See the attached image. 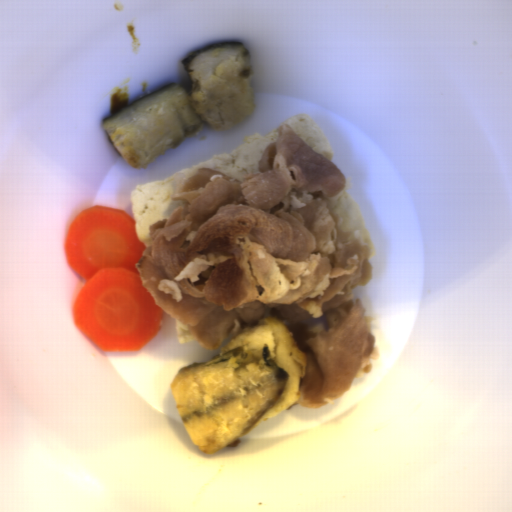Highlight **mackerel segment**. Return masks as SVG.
<instances>
[{
	"label": "mackerel segment",
	"mask_w": 512,
	"mask_h": 512,
	"mask_svg": "<svg viewBox=\"0 0 512 512\" xmlns=\"http://www.w3.org/2000/svg\"><path fill=\"white\" fill-rule=\"evenodd\" d=\"M308 367L293 332L264 316L207 362L181 367L169 382L185 433L199 452L236 447L264 419L301 398Z\"/></svg>",
	"instance_id": "1"
},
{
	"label": "mackerel segment",
	"mask_w": 512,
	"mask_h": 512,
	"mask_svg": "<svg viewBox=\"0 0 512 512\" xmlns=\"http://www.w3.org/2000/svg\"><path fill=\"white\" fill-rule=\"evenodd\" d=\"M191 83H171L135 99L101 120L117 154L135 169L200 135L240 125L256 109L254 70L248 47L223 41L181 61Z\"/></svg>",
	"instance_id": "2"
}]
</instances>
